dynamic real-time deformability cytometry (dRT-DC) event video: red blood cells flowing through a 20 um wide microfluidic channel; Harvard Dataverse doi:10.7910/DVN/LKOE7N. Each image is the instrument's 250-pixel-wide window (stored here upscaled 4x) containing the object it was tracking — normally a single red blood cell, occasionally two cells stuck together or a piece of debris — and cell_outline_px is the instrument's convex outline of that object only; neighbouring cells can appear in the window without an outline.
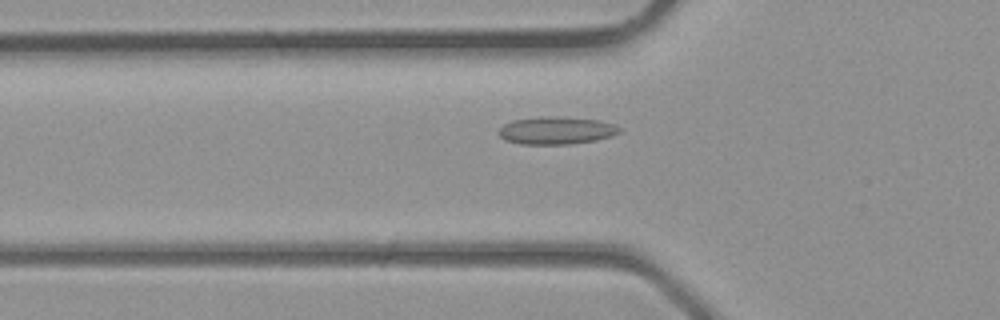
{"species": "common noctule bat (a hibernating species)", "species_latin": "Nyctalus noctula", "temperature_condition": "room temperature", "stored_images_in_passage": 25, "camera_frame_rate_fps": 3000, "um_per_image_px": 0.085, "animal": {"sex": "male", "body_mass_g": 23.1, "forearm_length_mm": 52.7}, "frame": {"image": 1, "passage_image": 5, "time_ms": 1.333, "image_size_px": [1000, 320], "cell_outline_px": [[620, 132], [612, 136], [596, 140], [568, 144], [520, 144], [504, 140], [496, 132], [504, 124], [512, 120], [544, 116], [560, 116], [600, 120], [612, 124], [620, 128]], "centroid_in_image_um": [47.25, 11.08], "position_along_channel_um": 78.5, "area_um2": 19.54}}
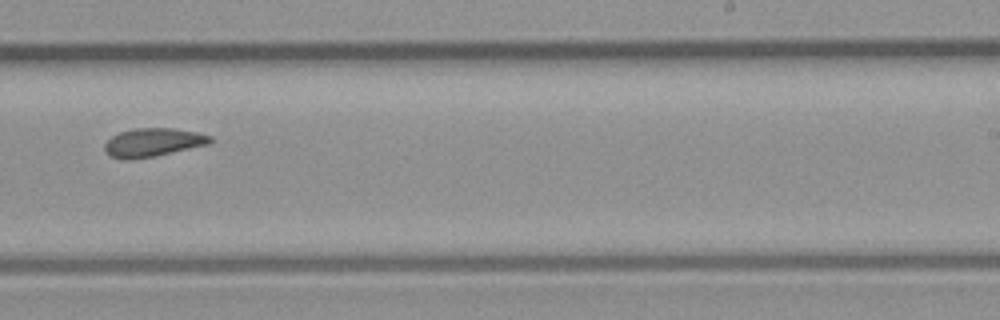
{"frame": {"image": 2, "passage_image": 16, "time_ms": 5.0, "image_size_px": [1000, 320], "cell_outline_px": [[212, 140], [208, 144], [156, 156], [124, 160], [112, 156], [104, 152], [104, 144], [112, 136], [120, 132], [132, 128], [172, 128], [200, 132], [212, 136]], "centroid_in_image_um": [13.0, 12.09], "position_along_channel_um": 276.0, "area_um2": 17.57}}
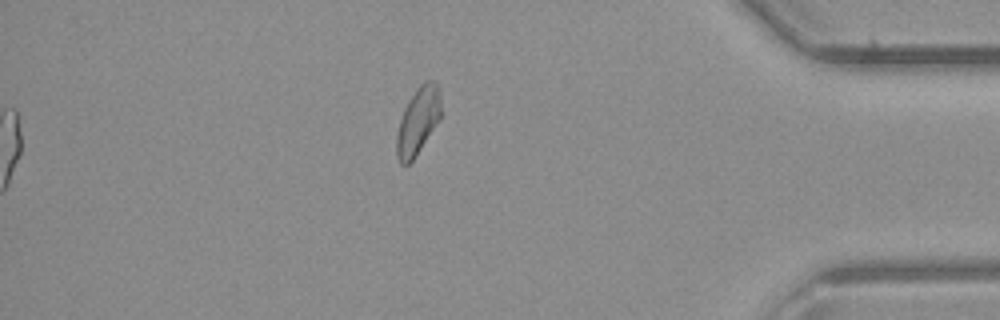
{"frame": {"image": 3, "passage_image": 25, "time_ms": 8.0, "image_size_px": [1000, 320], "cell_outline_px": [[440, 120], [412, 160], [408, 164], [400, 164], [396, 156], [396, 136], [400, 120], [404, 108], [408, 100], [416, 88], [424, 80], [436, 80], [440, 92]], "centroid_in_image_um": [35.52, 10.24], "position_along_channel_um": 399.7, "area_um2": 17.4}}